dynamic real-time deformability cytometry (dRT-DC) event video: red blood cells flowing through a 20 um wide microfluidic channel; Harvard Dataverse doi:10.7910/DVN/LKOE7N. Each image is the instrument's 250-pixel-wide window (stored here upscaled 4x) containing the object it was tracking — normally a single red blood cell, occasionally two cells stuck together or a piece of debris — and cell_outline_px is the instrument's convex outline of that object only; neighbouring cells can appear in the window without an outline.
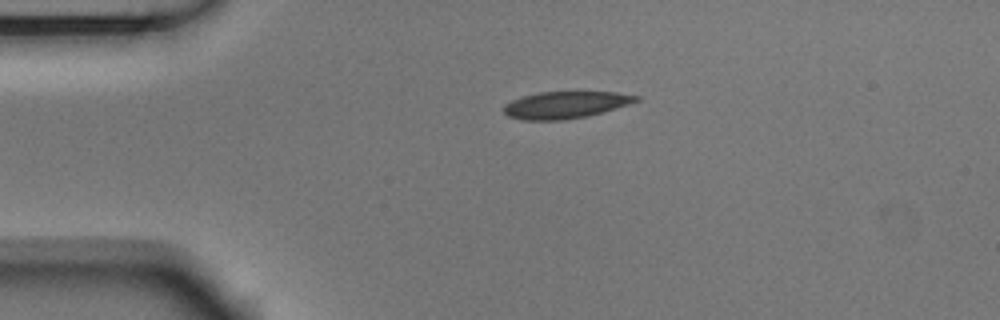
{"species": "Egyptian fruit bat (a non-hibernating species)", "species_latin": "Rousettus aegyptiacus", "temperature_condition": "room temperature", "stored_images_in_passage": 43, "camera_frame_rate_fps": 3000, "um_per_image_px": 0.085, "animal": {"sex": "male"}, "frame": {"image": 1, "passage_image": 1, "time_ms": 0.0, "image_size_px": [1000, 320], "cell_outline_px": [[640, 100], [604, 112], [588, 116], [564, 120], [524, 120], [508, 116], [504, 112], [504, 104], [512, 100], [524, 96], [540, 92], [616, 92], [640, 96]], "centroid_in_image_um": [48.08, 8.92], "position_along_channel_um": 36.9, "area_um2": 20.75}}
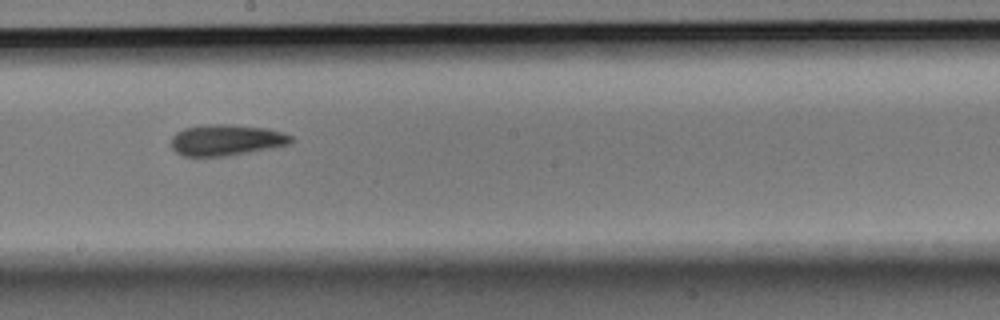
{"frame": {"image": 2, "passage_image": 19, "time_ms": 6.0, "image_size_px": [1000, 320], "cell_outline_px": [[292, 140], [288, 144], [224, 156], [184, 156], [176, 152], [172, 148], [172, 136], [176, 132], [184, 128], [204, 124], [228, 124], [268, 128], [292, 136]], "centroid_in_image_um": [19.17, 11.88], "position_along_channel_um": 229.0, "area_um2": 21.39}}
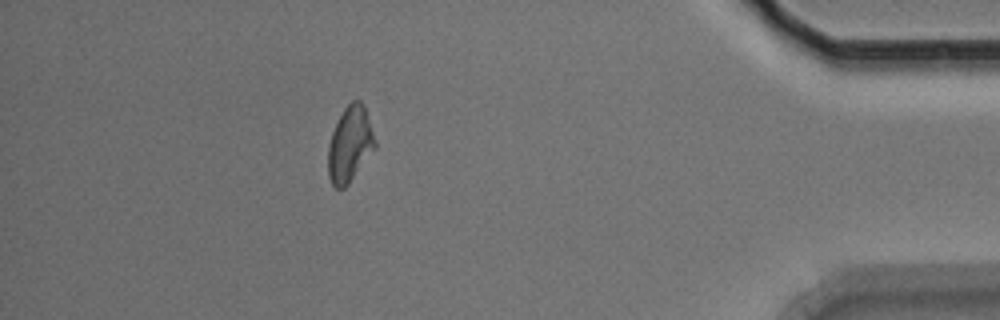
{"frame": {"image": 3, "passage_image": 37, "time_ms": 12.0, "image_size_px": [1000, 320], "cell_outline_px": [[376, 148], [348, 184], [344, 188], [336, 188], [332, 184], [328, 176], [328, 144], [332, 132], [344, 108], [352, 100], [360, 100], [364, 104], [376, 140]], "centroid_in_image_um": [29.75, 12.26], "position_along_channel_um": 405.4, "area_um2": 20.69}, "authors_computed_cell_mechanics": {"area_um2": 20.9814, "velocity_mm_per_s": 3.7342, "shape_relaxation_time_tau1_ms": null, "shape_relaxation_time_tau2_ms": 11.3935, "deformation_change_tau1": null, "deformation_change_tau2": 0.1735}}